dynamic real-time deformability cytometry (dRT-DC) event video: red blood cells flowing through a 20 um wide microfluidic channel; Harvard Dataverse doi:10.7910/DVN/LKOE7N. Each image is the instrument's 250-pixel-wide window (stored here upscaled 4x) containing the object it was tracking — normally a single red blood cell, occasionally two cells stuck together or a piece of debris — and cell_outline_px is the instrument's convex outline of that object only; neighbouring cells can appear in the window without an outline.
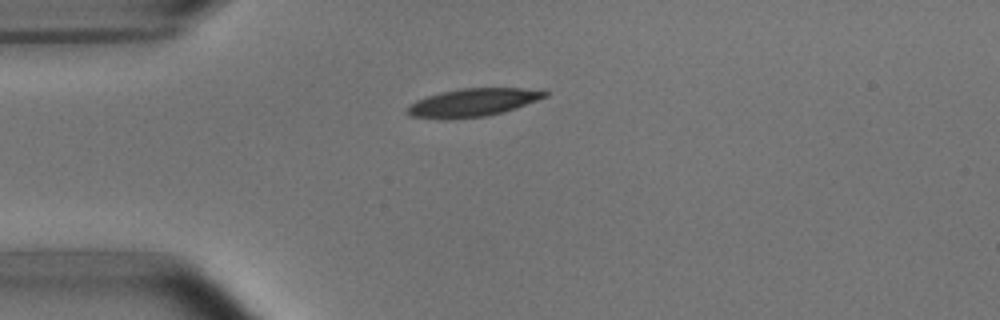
{"species": "common noctule bat (a hibernating species)", "species_latin": "Nyctalus noctula", "temperature_condition": "room temperature", "stored_images_in_passage": 3, "camera_frame_rate_fps": 3000, "um_per_image_px": 0.085, "animal": {"sex": "male", "body_mass_g": 15.6}, "frame": {"image": 1, "passage_image": 1, "time_ms": 0.0, "image_size_px": [1000, 320], "cell_outline_px": [[548, 96], [516, 108], [504, 112], [484, 116], [452, 120], [440, 120], [412, 116], [404, 112], [404, 108], [408, 104], [416, 100], [440, 92], [460, 88], [544, 88], [548, 92]], "centroid_in_image_um": [40.17, 8.72], "position_along_channel_um": 44.8, "area_um2": 23.12}}
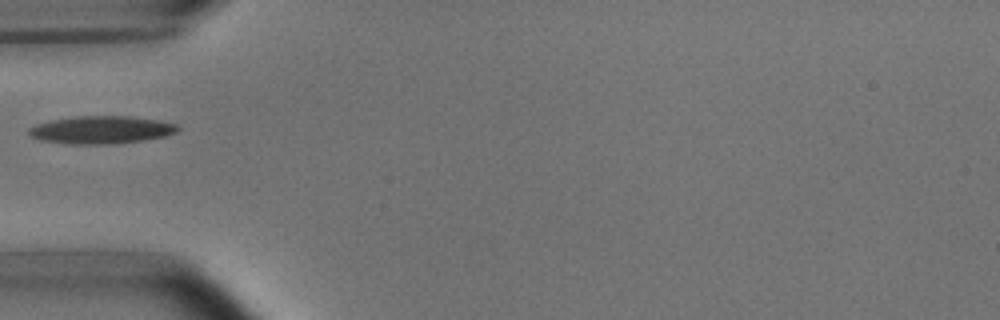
{"frame": {"image": 2, "passage_image": 2, "time_ms": 1.333, "image_size_px": [1000, 320], "cell_outline_px": [[180, 128], [176, 132], [164, 136], [144, 140], [112, 144], [64, 144], [40, 140], [32, 136], [28, 132], [28, 128], [36, 124], [52, 120], [76, 116], [128, 116], [156, 120], [176, 124]], "centroid_in_image_um": [8.57, 11.04], "position_along_channel_um": 76.4, "area_um2": 23.99}}